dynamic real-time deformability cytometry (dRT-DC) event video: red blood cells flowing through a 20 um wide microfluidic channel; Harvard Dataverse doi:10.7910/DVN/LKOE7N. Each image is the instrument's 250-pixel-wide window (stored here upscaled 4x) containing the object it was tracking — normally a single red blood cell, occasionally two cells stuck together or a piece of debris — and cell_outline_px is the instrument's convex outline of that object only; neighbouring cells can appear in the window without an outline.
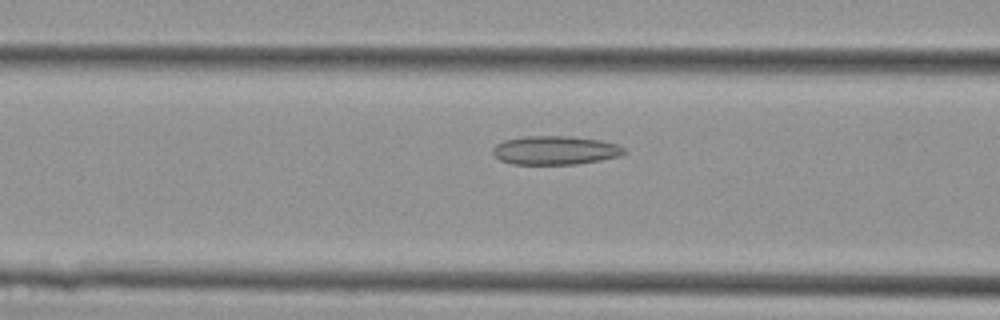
{"species": "Egyptian fruit bat (a non-hibernating species)", "species_latin": "Rousettus aegyptiacus", "temperature_condition": "cold", "stored_images_in_passage": 44, "camera_frame_rate_fps": 3000, "um_per_image_px": 0.085, "animal": {"sex": "female"}, "frame": {"image": 1, "passage_image": 18, "time_ms": 5.667, "image_size_px": [1000, 320], "cell_outline_px": [[628, 152], [620, 156], [600, 160], [576, 164], [512, 164], [500, 160], [492, 152], [492, 148], [496, 144], [504, 140], [524, 136], [572, 136], [600, 140], [616, 144], [624, 148]], "centroid_in_image_um": [47.19, 12.77], "position_along_channel_um": 119.4, "area_um2": 22.08}}
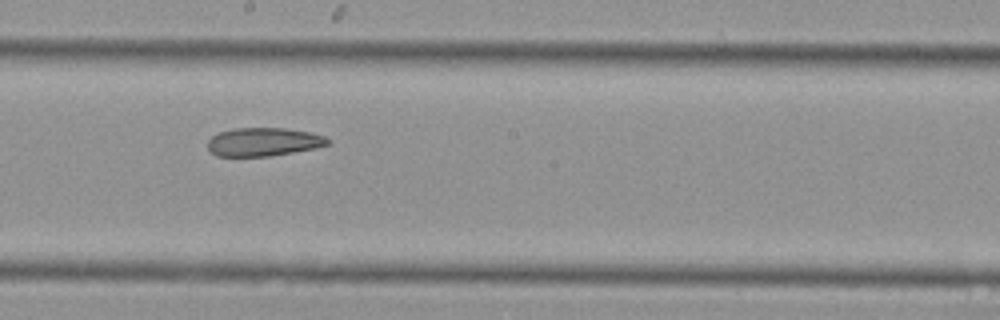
{"frame": {"image": 2, "passage_image": 25, "time_ms": 8.0, "image_size_px": [1000, 320], "cell_outline_px": [[332, 140], [328, 144], [316, 148], [268, 156], [216, 156], [208, 148], [208, 140], [212, 136], [220, 132], [236, 128], [284, 128], [308, 132], [324, 136]], "centroid_in_image_um": [22.4, 12.06], "position_along_channel_um": 225.8, "area_um2": 19.71}}
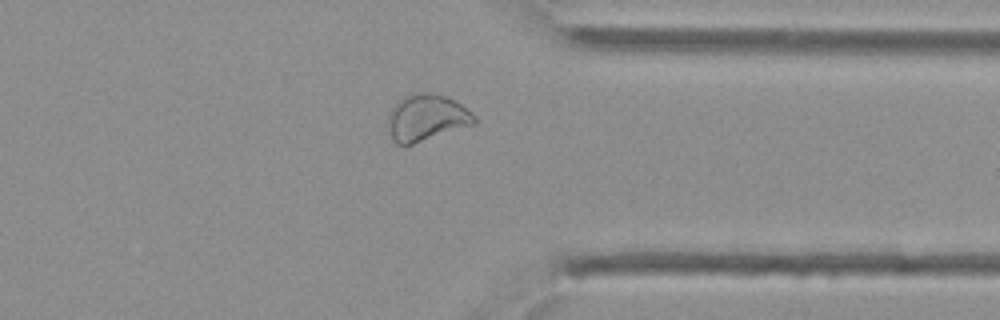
{"frame": {"image": 3, "passage_image": 35, "time_ms": 11.333, "image_size_px": [1000, 320], "cell_outline_px": [[476, 124], [412, 144], [396, 144], [392, 136], [388, 124], [388, 112], [404, 96], [416, 92], [432, 92], [448, 96], [472, 112], [476, 116]], "centroid_in_image_um": [36.29, 9.98], "position_along_channel_um": 375.1, "area_um2": 23.41}}